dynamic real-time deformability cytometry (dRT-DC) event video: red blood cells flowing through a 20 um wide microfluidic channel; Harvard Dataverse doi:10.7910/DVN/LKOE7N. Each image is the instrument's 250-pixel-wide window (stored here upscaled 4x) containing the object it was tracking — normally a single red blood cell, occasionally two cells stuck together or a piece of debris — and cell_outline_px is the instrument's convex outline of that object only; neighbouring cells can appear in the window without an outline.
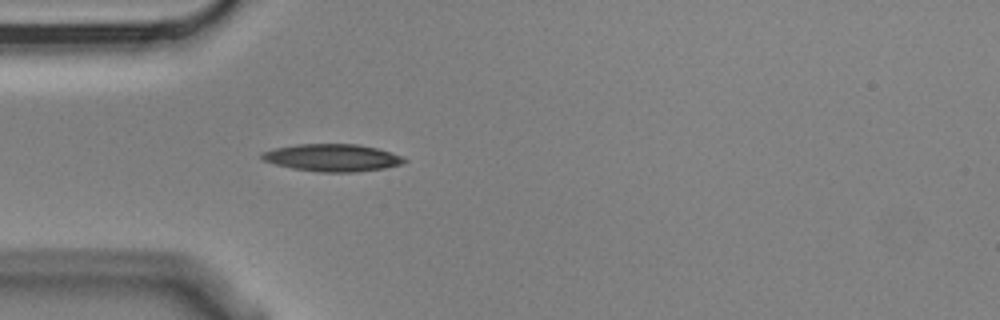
{"species": "Egyptian fruit bat (a non-hibernating species)", "species_latin": "Rousettus aegyptiacus", "temperature_condition": "cold", "stored_images_in_passage": 5, "camera_frame_rate_fps": 3000, "um_per_image_px": 0.085, "animal": {"sex": "male"}, "frame": {"image": 1, "passage_image": 5, "time_ms": 1.333, "image_size_px": [1000, 320], "cell_outline_px": [[408, 160], [400, 164], [384, 168], [356, 172], [316, 172], [292, 168], [276, 164], [264, 160], [260, 156], [260, 152], [276, 148], [296, 144], [360, 144], [376, 148], [404, 156]], "centroid_in_image_um": [28.25, 13.4], "position_along_channel_um": 56.7, "area_um2": 22.72}}